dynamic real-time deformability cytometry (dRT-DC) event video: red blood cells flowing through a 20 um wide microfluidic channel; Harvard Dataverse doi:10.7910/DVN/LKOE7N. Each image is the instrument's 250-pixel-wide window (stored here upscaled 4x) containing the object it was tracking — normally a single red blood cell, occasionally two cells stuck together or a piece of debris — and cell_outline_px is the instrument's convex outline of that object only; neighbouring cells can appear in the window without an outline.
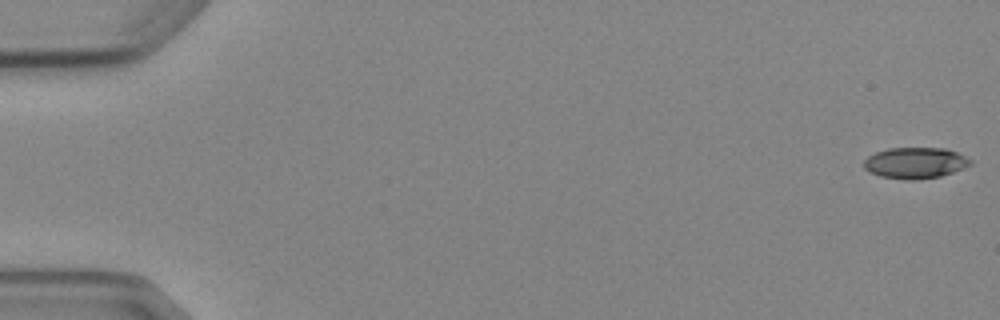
{"species": "Egyptian fruit bat (a non-hibernating species)", "species_latin": "Rousettus aegyptiacus", "temperature_condition": "cold", "stored_images_in_passage": 5, "camera_frame_rate_fps": 3000, "um_per_image_px": 0.085, "animal": {"sex": "female"}, "frame": {"image": 1, "passage_image": 1, "time_ms": 0.0, "image_size_px": [1000, 320], "cell_outline_px": [[972, 164], [952, 172], [940, 176], [912, 180], [908, 180], [880, 176], [868, 172], [864, 168], [864, 160], [868, 156], [876, 152], [888, 148], [944, 148], [956, 152], [972, 160]], "centroid_in_image_um": [77.76, 13.84], "position_along_channel_um": 7.2, "area_um2": 19.19}}
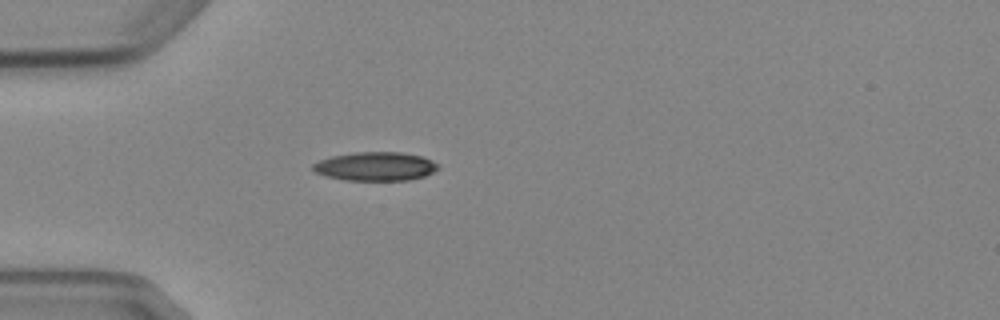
{"frame": {"image": 2, "passage_image": 5, "time_ms": 5.0, "image_size_px": [1000, 320], "cell_outline_px": [[440, 168], [424, 176], [408, 180], [344, 180], [328, 176], [316, 172], [312, 168], [312, 164], [320, 160], [332, 156], [352, 152], [400, 152], [420, 156], [432, 160], [440, 164]], "centroid_in_image_um": [31.93, 14.13], "position_along_channel_um": 53.1, "area_um2": 20.92}}